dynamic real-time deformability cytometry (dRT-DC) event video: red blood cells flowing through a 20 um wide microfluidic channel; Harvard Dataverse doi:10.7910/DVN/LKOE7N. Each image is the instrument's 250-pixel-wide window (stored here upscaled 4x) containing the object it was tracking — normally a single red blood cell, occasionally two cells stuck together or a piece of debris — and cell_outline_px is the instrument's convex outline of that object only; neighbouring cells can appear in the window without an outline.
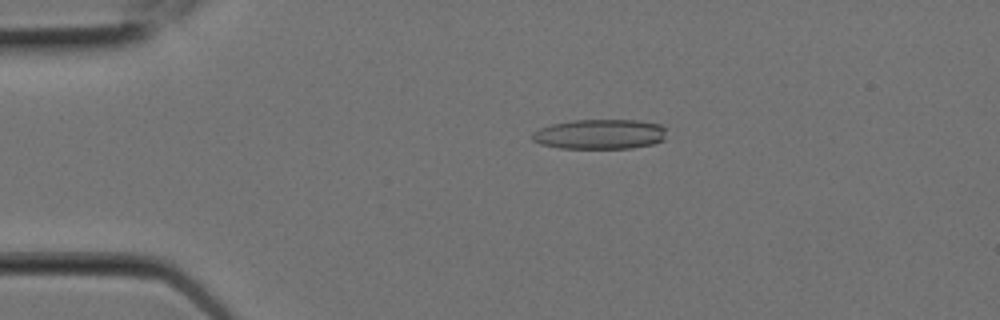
{"species": "Egyptian fruit bat (a non-hibernating species)", "species_latin": "Rousettus aegyptiacus", "temperature_condition": "room temperature", "stored_images_in_passage": 6, "camera_frame_rate_fps": 3000, "um_per_image_px": 0.085, "animal": {"sex": "female"}, "frame": {"image": 1, "passage_image": 2, "time_ms": 0.333, "image_size_px": [1000, 320], "cell_outline_px": [[668, 128], [664, 140], [656, 144], [632, 148], [560, 148], [540, 144], [532, 140], [532, 132], [540, 128], [552, 124], [572, 120], [636, 120], [660, 124]], "centroid_in_image_um": [51.04, 11.41], "position_along_channel_um": 34.0, "area_um2": 23.7}}
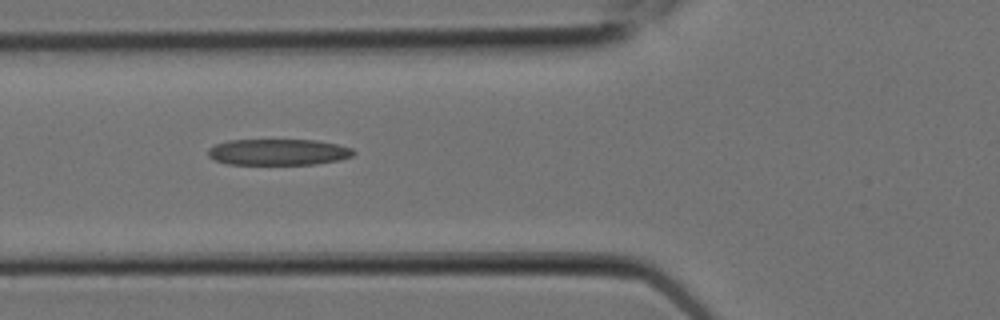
{"frame": {"image": 2, "passage_image": 5, "time_ms": 1.333, "image_size_px": [1000, 320], "cell_outline_px": [[356, 152], [352, 156], [340, 160], [316, 164], [228, 164], [216, 160], [208, 156], [208, 148], [216, 144], [228, 140], [316, 140], [336, 144], [352, 148]], "centroid_in_image_um": [23.67, 12.92], "position_along_channel_um": 102.1, "area_um2": 22.2}}
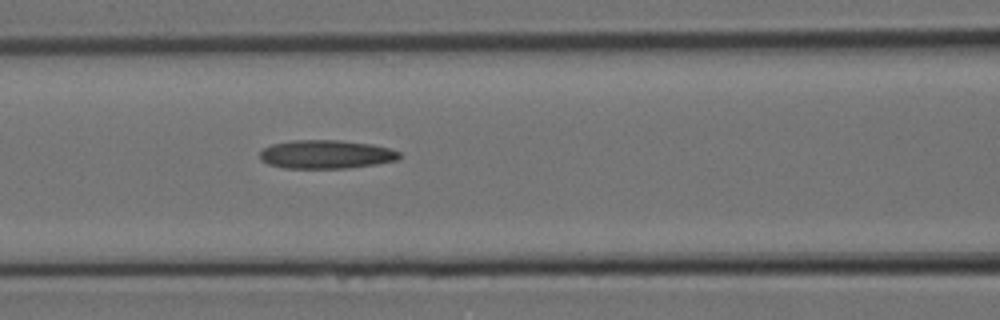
{"frame": {"image": 3, "passage_image": 6, "time_ms": 1.667, "image_size_px": [1000, 320], "cell_outline_px": [[400, 156], [396, 160], [376, 164], [348, 168], [284, 168], [268, 164], [260, 160], [260, 152], [264, 148], [272, 144], [292, 140], [340, 140], [372, 144], [388, 148], [400, 152]], "centroid_in_image_um": [27.69, 13.12], "position_along_channel_um": 138.9, "area_um2": 23.24}}